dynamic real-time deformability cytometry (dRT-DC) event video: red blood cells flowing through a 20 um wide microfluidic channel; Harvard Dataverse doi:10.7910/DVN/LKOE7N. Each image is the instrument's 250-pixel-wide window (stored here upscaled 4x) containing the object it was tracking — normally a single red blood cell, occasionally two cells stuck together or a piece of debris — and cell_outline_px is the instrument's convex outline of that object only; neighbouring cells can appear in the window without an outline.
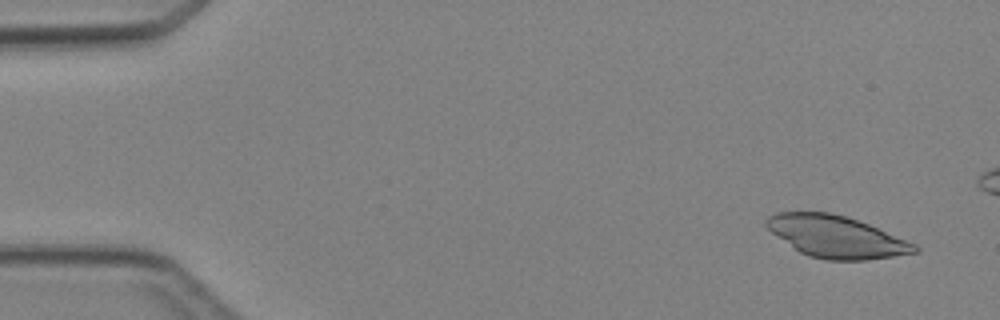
{"species": "Egyptian fruit bat (a non-hibernating species)", "species_latin": "Rousettus aegyptiacus", "temperature_condition": "cold", "stored_images_in_passage": 4, "camera_frame_rate_fps": 3000, "um_per_image_px": 0.085, "animal": {"sex": "female"}, "frame": {"image": 1, "passage_image": 1, "time_ms": 0.0, "image_size_px": [1000, 320], "cell_outline_px": [[920, 248], [916, 252], [892, 256], [864, 260], [828, 260], [808, 256], [800, 252], [772, 232], [764, 224], [764, 220], [768, 216], [776, 212], [828, 212], [844, 216], [868, 224], [916, 244]], "centroid_in_image_um": [71.05, 20.11], "position_along_channel_um": 13.9, "area_um2": 35.72}}